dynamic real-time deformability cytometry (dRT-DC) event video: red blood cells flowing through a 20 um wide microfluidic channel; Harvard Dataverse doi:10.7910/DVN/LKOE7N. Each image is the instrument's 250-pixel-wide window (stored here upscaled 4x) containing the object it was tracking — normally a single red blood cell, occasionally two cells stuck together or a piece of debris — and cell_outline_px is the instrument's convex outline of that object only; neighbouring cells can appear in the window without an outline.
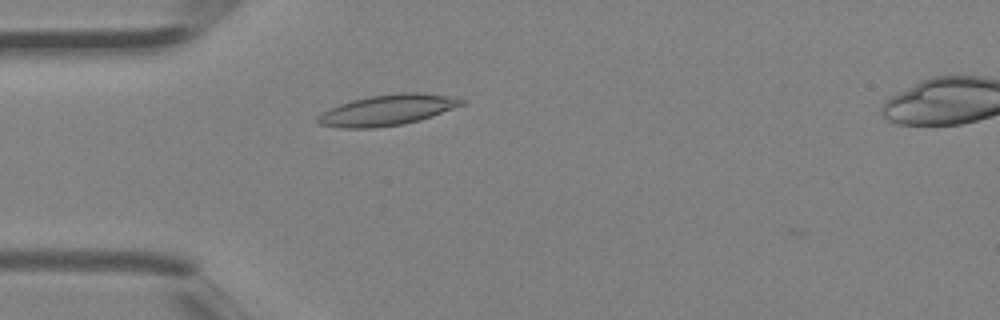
{"species": "Egyptian fruit bat (a non-hibernating species)", "species_latin": "Rousettus aegyptiacus", "temperature_condition": "room temperature", "stored_images_in_passage": 3, "camera_frame_rate_fps": 3000, "um_per_image_px": 0.085, "animal": {"sex": "female"}, "frame": {"image": 1, "passage_image": 2, "time_ms": 0.333, "image_size_px": [1000, 320], "cell_outline_px": [[464, 104], [432, 116], [420, 120], [404, 124], [376, 128], [340, 128], [320, 124], [316, 120], [316, 116], [340, 104], [352, 100], [372, 96], [396, 92], [420, 92], [444, 96], [464, 100]], "centroid_in_image_um": [32.9, 9.36], "position_along_channel_um": 52.1, "area_um2": 25.49}}